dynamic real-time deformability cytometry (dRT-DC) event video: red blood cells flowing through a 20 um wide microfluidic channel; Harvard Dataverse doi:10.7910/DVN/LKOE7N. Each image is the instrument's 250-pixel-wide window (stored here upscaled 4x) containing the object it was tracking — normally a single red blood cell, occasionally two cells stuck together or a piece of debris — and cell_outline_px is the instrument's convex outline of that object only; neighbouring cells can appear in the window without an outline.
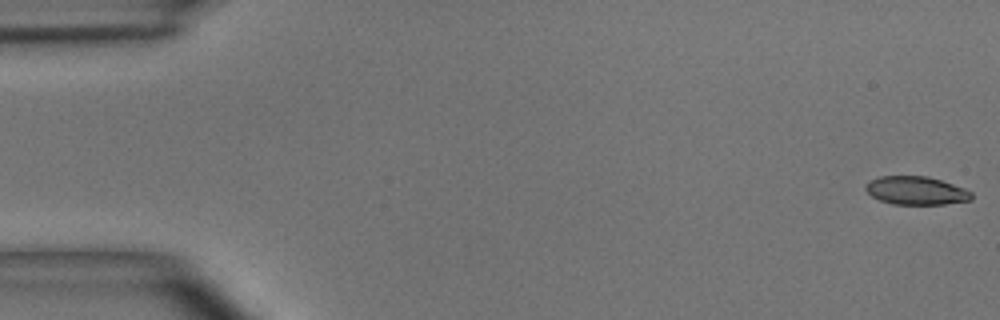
{"species": "common noctule bat (a hibernating species)", "species_latin": "Nyctalus noctula", "temperature_condition": "room temperature", "stored_images_in_passage": 49, "camera_frame_rate_fps": 3000, "um_per_image_px": 0.085, "animal": {"sex": "male", "body_mass_g": 15.6}, "frame": {"image": 1, "passage_image": 1, "time_ms": 0.0, "image_size_px": [1000, 320], "cell_outline_px": [[972, 200], [944, 204], [892, 204], [880, 200], [872, 196], [864, 188], [864, 184], [868, 180], [880, 176], [928, 176], [964, 188], [972, 192]], "centroid_in_image_um": [77.84, 16.19], "position_along_channel_um": 7.2, "area_um2": 17.51}}
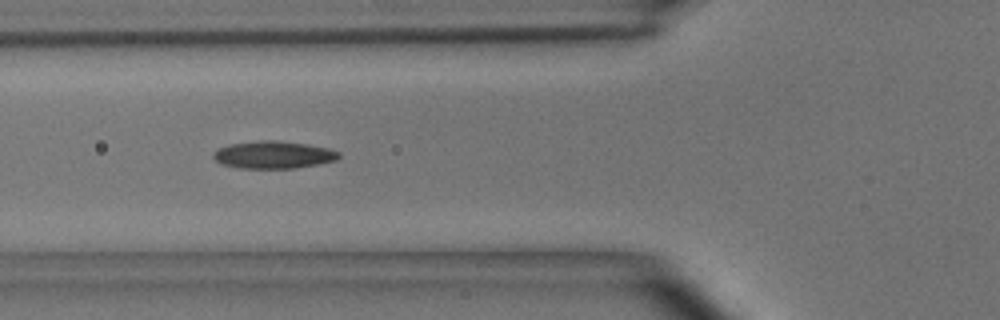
{"frame": {"image": 2, "passage_image": 18, "time_ms": 5.667, "image_size_px": [1000, 320], "cell_outline_px": [[340, 156], [336, 160], [320, 164], [296, 168], [240, 168], [220, 164], [212, 156], [212, 152], [228, 144], [264, 140], [276, 140], [304, 144], [328, 148], [340, 152]], "centroid_in_image_um": [23.23, 13.16], "position_along_channel_um": 102.6, "area_um2": 20.06}}
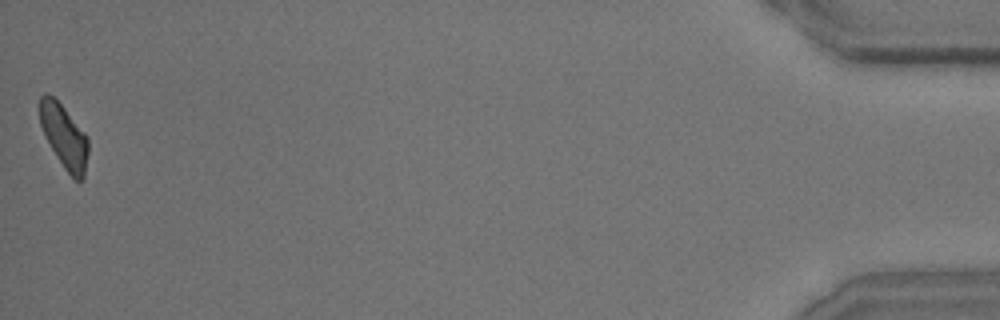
{"frame": {"image": 3, "passage_image": 49, "time_ms": 16.0, "image_size_px": [1000, 320], "cell_outline_px": [[88, 152], [84, 176], [80, 180], [72, 180], [64, 168], [44, 136], [40, 124], [40, 96], [44, 92], [48, 92], [64, 108], [88, 136]], "centroid_in_image_um": [5.45, 11.6], "position_along_channel_um": 429.8, "area_um2": 17.98}, "authors_computed_cell_mechanics": {"area_um2": 18.7272, "velocity_mm_per_s": 4.0794, "shape_relaxation_time_tau1_ms": 10.6273, "shape_relaxation_time_tau2_ms": 3.4284, "deformation_change_tau1": 0.2352, "deformation_change_tau2": 0.1095}}